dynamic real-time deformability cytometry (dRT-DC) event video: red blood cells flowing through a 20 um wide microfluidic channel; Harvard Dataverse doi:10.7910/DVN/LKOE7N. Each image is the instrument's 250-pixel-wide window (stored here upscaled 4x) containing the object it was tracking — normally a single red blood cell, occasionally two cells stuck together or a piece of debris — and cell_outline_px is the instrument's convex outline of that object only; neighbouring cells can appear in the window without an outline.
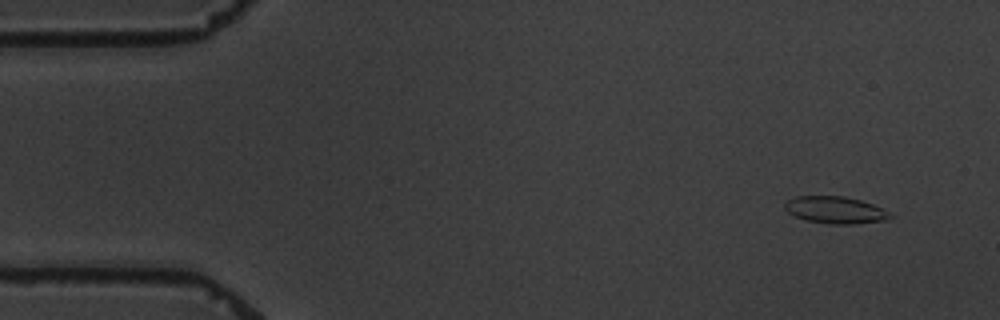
{"species": "common noctule bat (a hibernating species)", "species_latin": "Nyctalus noctula", "temperature_condition": "warm", "stored_images_in_passage": 5, "camera_frame_rate_fps": 3000, "um_per_image_px": 0.085, "animal": {"sex": "male", "body_mass_g": 19.5, "forearm_length_mm": 54.6}, "frame": {"image": 1, "passage_image": 1, "time_ms": 0.0, "image_size_px": [1000, 320], "cell_outline_px": [[896, 216], [888, 220], [852, 224], [832, 224], [808, 220], [796, 216], [788, 212], [784, 208], [784, 204], [788, 200], [796, 196], [844, 196], [860, 200], [872, 204]], "centroid_in_image_um": [71.03, 17.85], "position_along_channel_um": 14.0, "area_um2": 16.47}}
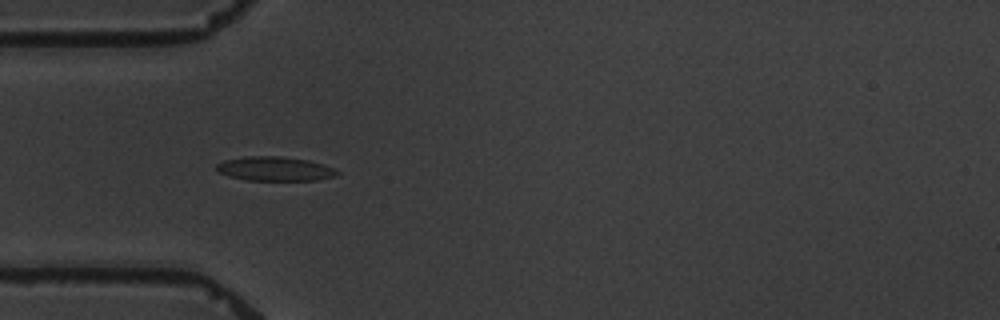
{"frame": {"image": 2, "passage_image": 4, "time_ms": 4.333, "image_size_px": [1000, 320], "cell_outline_px": [[340, 172], [332, 176], [316, 180], [248, 180], [228, 176], [216, 172], [216, 164], [224, 160], [244, 156], [280, 156], [308, 160], [324, 164], [336, 168]], "centroid_in_image_um": [23.33, 14.34], "position_along_channel_um": 61.7, "area_um2": 17.11}}
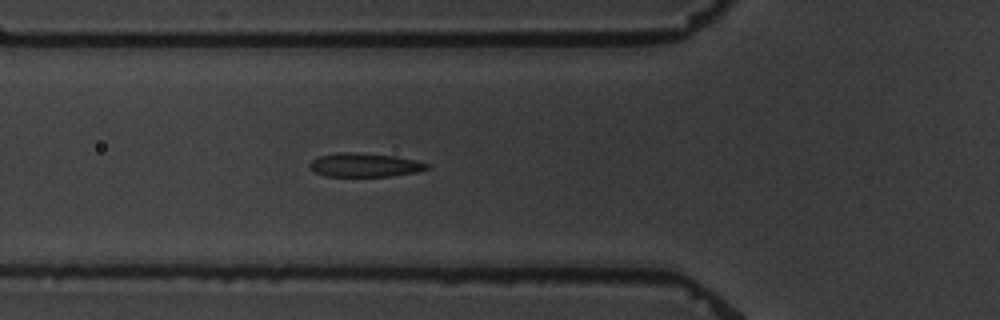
{"frame": {"image": 3, "passage_image": 5, "time_ms": 5.333, "image_size_px": [1000, 320], "cell_outline_px": [[432, 168], [416, 172], [392, 176], [324, 176], [316, 172], [308, 164], [312, 160], [320, 156], [340, 152], [356, 152], [396, 156], [416, 160], [428, 164]], "centroid_in_image_um": [31.04, 14.02], "position_along_channel_um": 94.8, "area_um2": 16.24}}